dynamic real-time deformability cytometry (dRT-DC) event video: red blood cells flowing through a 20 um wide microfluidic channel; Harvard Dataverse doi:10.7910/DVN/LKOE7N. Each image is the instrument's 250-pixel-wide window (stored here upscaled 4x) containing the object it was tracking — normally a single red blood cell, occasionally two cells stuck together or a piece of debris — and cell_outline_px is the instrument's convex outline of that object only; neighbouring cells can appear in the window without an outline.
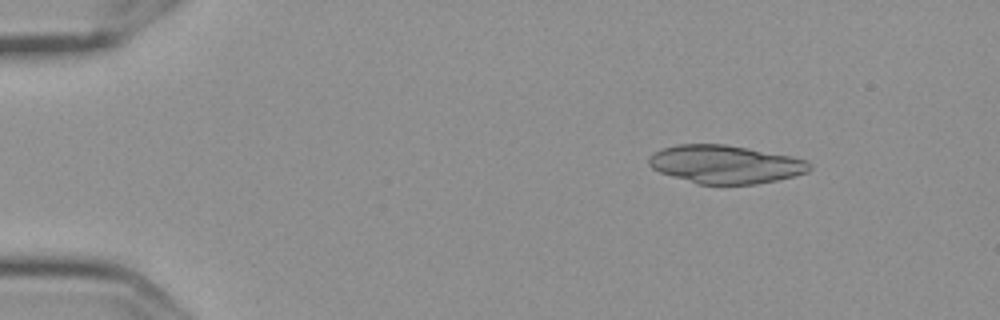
{"species": "Egyptian fruit bat (a non-hibernating species)", "species_latin": "Rousettus aegyptiacus", "temperature_condition": "cold", "stored_images_in_passage": 6, "camera_frame_rate_fps": 3000, "um_per_image_px": 0.085, "frame": {"image": 1, "passage_image": 2, "time_ms": 0.333, "image_size_px": [1000, 320], "cell_outline_px": [[812, 168], [808, 172], [796, 176], [756, 184], [696, 184], [660, 172], [652, 168], [648, 164], [648, 156], [652, 152], [676, 144], [724, 144], [748, 148], [792, 156], [808, 160], [812, 164]], "centroid_in_image_um": [61.67, 13.96], "position_along_channel_um": 23.3, "area_um2": 36.07}}